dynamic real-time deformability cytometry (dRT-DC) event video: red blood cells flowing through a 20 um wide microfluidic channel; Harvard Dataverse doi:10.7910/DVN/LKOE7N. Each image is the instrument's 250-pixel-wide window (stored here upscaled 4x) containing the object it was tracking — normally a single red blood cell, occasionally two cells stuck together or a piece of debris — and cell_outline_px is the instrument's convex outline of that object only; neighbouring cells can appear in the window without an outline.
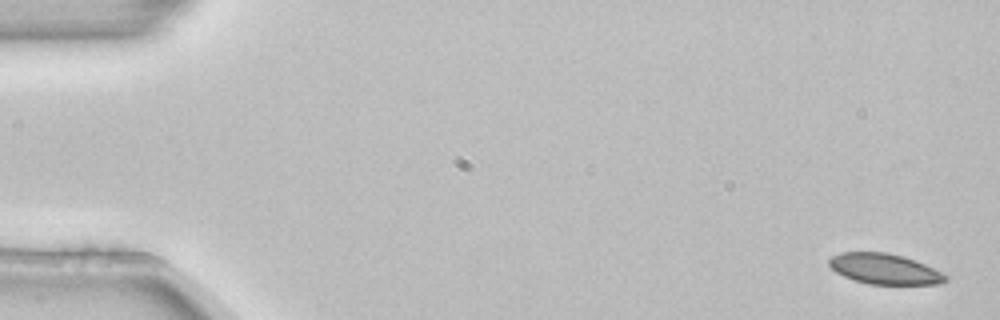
{"species": "common noctule bat (a hibernating species)", "species_latin": "Nyctalus noctula", "temperature_condition": "room temperature", "stored_images_in_passage": 6, "camera_frame_rate_fps": 3000, "um_per_image_px": 0.085, "animal": {"sex": "female", "body_mass_g": 22.7, "forearm_length_mm": 54.2}, "frame": {"image": 1, "passage_image": 1, "time_ms": 0.0, "image_size_px": [1000, 320], "cell_outline_px": [[948, 280], [940, 284], [868, 284], [852, 280], [836, 272], [828, 264], [828, 260], [832, 256], [840, 252], [888, 252], [904, 256], [916, 260], [948, 276]], "centroid_in_image_um": [75.17, 22.85], "position_along_channel_um": 9.8, "area_um2": 20.81}}
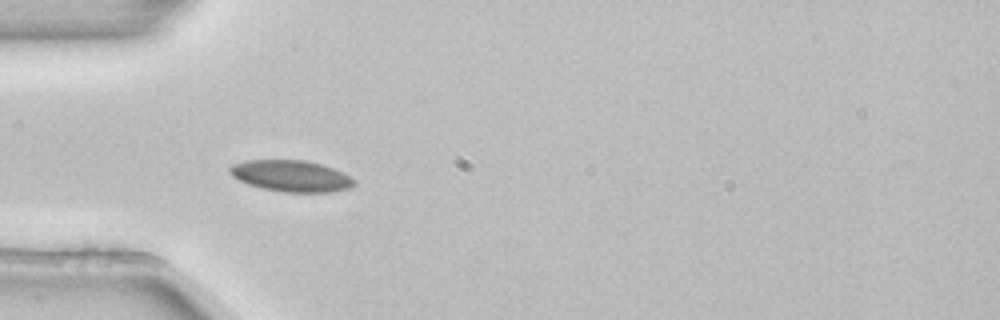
{"frame": {"image": 2, "passage_image": 4, "time_ms": 1.0, "image_size_px": [1000, 320], "cell_outline_px": [[356, 184], [348, 188], [328, 192], [284, 192], [260, 188], [248, 184], [232, 176], [228, 172], [228, 168], [232, 164], [248, 160], [304, 160], [320, 164], [332, 168], [356, 180]], "centroid_in_image_um": [24.7, 14.96], "position_along_channel_um": 60.3, "area_um2": 22.6}}